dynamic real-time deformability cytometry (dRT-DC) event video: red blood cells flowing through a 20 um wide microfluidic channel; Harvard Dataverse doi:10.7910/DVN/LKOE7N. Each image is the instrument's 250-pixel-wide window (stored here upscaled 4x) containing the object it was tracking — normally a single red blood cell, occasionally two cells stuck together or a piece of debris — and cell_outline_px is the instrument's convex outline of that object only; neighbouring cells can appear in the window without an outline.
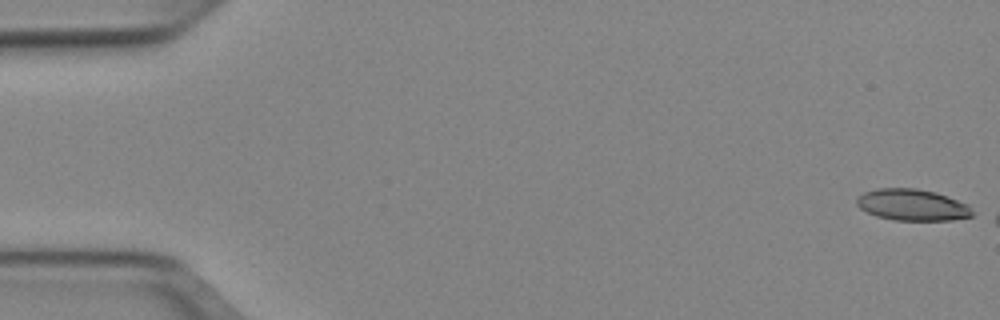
{"species": "Egyptian fruit bat (a non-hibernating species)", "species_latin": "Rousettus aegyptiacus", "temperature_condition": "cold", "stored_images_in_passage": 7, "camera_frame_rate_fps": 3000, "um_per_image_px": 0.085, "animal": {"sex": "female"}, "frame": {"image": 1, "passage_image": 1, "time_ms": 0.0, "image_size_px": [1000, 320], "cell_outline_px": [[972, 216], [952, 220], [896, 220], [876, 216], [860, 208], [856, 204], [856, 200], [864, 192], [876, 188], [916, 188], [936, 192], [968, 204], [972, 212]], "centroid_in_image_um": [77.54, 17.41], "position_along_channel_um": 7.5, "area_um2": 21.1}}